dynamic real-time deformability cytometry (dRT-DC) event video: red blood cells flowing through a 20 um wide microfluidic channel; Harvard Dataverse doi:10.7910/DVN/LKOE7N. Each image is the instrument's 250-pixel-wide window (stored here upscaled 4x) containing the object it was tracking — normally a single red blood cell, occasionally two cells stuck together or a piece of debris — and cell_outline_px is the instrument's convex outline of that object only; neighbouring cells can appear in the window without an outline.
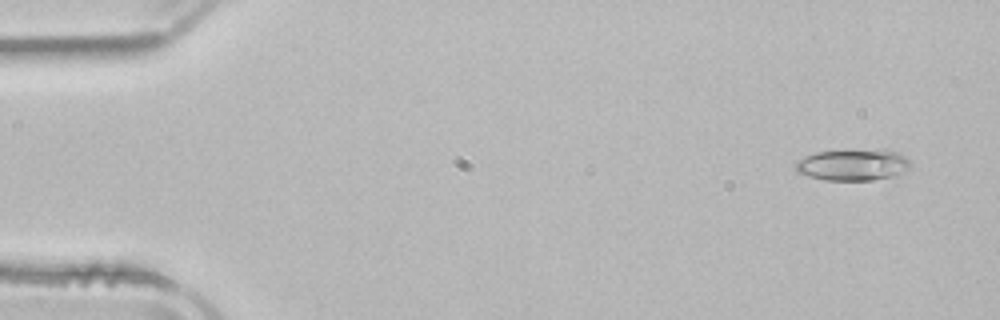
{"species": "common noctule bat (a hibernating species)", "species_latin": "Nyctalus noctula", "temperature_condition": "room temperature", "stored_images_in_passage": 5, "camera_frame_rate_fps": 3000, "um_per_image_px": 0.085, "animal": {"sex": "male", "body_mass_g": 21.5, "forearm_length_mm": 52.0}, "frame": {"image": 1, "passage_image": 1, "time_ms": 0.0, "image_size_px": [1000, 320], "cell_outline_px": [[908, 168], [892, 176], [872, 180], [824, 180], [808, 176], [796, 172], [796, 160], [804, 156], [816, 152], [844, 148], [884, 148], [900, 152], [908, 160]], "centroid_in_image_um": [72.46, 13.95], "position_along_channel_um": 12.5, "area_um2": 21.73}}
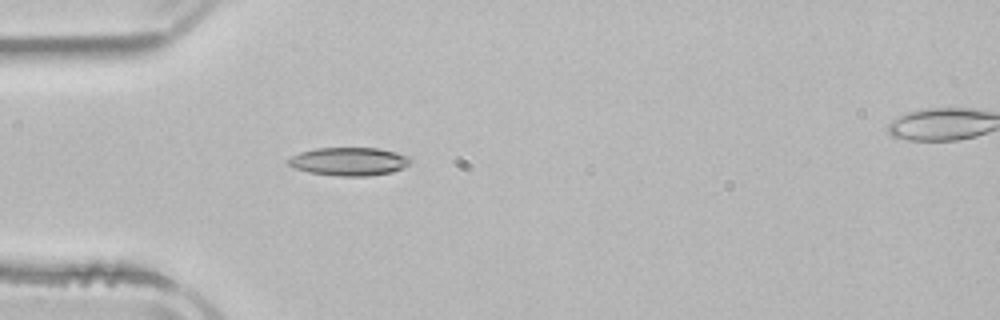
{"frame": {"image": 2, "passage_image": 4, "time_ms": 4.0, "image_size_px": [1000, 320], "cell_outline_px": [[412, 160], [408, 164], [392, 172], [368, 176], [336, 176], [308, 172], [292, 168], [284, 160], [300, 152], [316, 148], [376, 148], [396, 152], [408, 156]], "centroid_in_image_um": [29.6, 13.73], "position_along_channel_um": 55.4, "area_um2": 20.17}}